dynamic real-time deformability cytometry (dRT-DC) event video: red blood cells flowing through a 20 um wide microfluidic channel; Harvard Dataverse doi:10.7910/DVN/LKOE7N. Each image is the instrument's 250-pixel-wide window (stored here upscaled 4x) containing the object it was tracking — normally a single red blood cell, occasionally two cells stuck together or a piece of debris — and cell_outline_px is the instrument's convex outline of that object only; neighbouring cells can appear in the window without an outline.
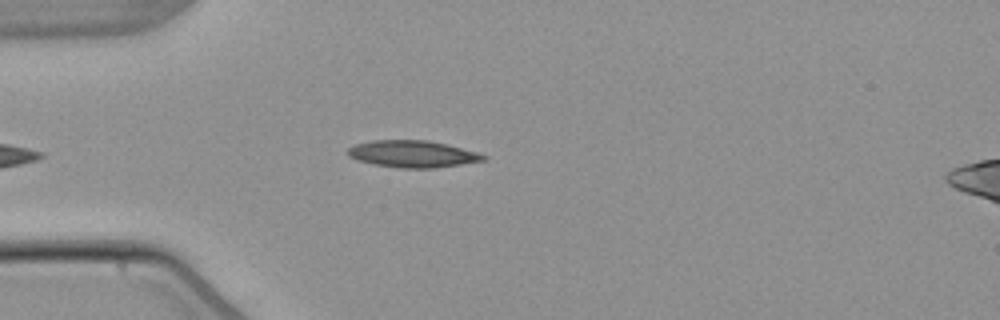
{"species": "common noctule bat (a hibernating species)", "species_latin": "Nyctalus noctula", "temperature_condition": "warm", "stored_images_in_passage": 2, "camera_frame_rate_fps": 3000, "um_per_image_px": 0.085, "animal": {"sex": "male", "body_mass_g": 21.5, "forearm_length_mm": 52.0}, "frame": {"image": 1, "passage_image": 1, "time_ms": 0.0, "image_size_px": [1000, 320], "cell_outline_px": [[488, 156], [484, 160], [436, 168], [400, 168], [376, 164], [356, 160], [348, 156], [348, 148], [356, 144], [372, 140], [428, 140], [448, 144], [476, 152]], "centroid_in_image_um": [35.06, 13.08], "position_along_channel_um": 49.9, "area_um2": 21.15}}